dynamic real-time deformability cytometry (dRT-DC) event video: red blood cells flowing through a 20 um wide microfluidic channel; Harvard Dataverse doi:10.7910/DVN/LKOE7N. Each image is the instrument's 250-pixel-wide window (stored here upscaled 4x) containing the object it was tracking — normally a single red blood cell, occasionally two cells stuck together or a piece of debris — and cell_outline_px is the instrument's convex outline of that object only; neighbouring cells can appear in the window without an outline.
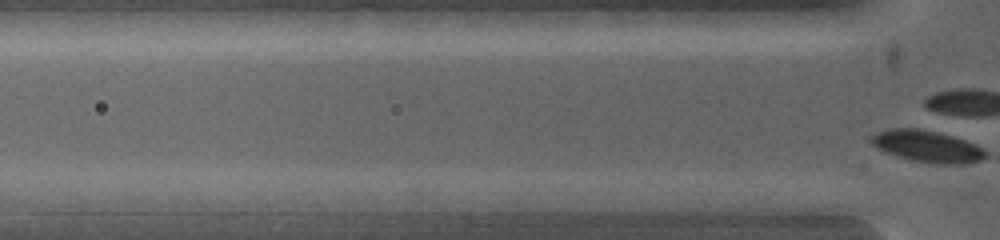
{"species": "common noctule bat (a hibernating species)", "species_latin": "Nyctalus noctula", "temperature_condition": "warm", "stored_images_in_passage": 5, "camera_frame_rate_fps": 5000, "um_per_image_px": 0.085, "animal": {"sex": "female", "body_mass_g": 19.0, "forearm_length_mm": 53.3}, "frame": {"image": 1, "passage_image": 2, "time_ms": 0.4, "image_size_px": [1000, 240], "cell_outline_px": [[604, 200], [556, 212], [496, 212], [492, 200], [528, 192], [584, 192]], "centroid_in_image_um": [46.19, 17.16], "position_along_channel_um": 79.6, "area_um2": 12.31}}